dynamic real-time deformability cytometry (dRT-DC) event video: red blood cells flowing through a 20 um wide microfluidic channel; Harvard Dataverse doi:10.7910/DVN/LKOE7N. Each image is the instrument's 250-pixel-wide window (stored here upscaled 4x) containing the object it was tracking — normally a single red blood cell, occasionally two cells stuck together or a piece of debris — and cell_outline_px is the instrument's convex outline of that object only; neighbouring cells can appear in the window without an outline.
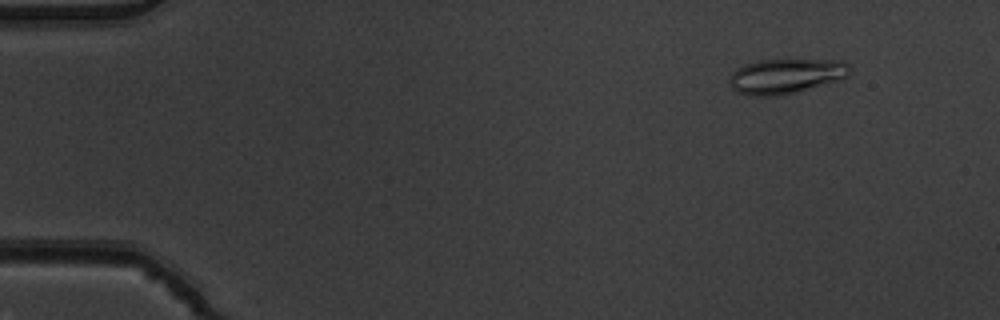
{"species": "common noctule bat (a hibernating species)", "species_latin": "Nyctalus noctula", "temperature_condition": "warm", "stored_images_in_passage": 5, "camera_frame_rate_fps": 3000, "um_per_image_px": 0.085, "animal": {"sex": "male", "body_mass_g": 19.5, "forearm_length_mm": 54.6}, "frame": {"image": 1, "passage_image": 2, "time_ms": 0.333, "image_size_px": [1000, 320], "cell_outline_px": [[852, 72], [848, 76], [840, 80], [780, 96], [752, 96], [736, 92], [732, 88], [728, 80], [732, 72], [736, 68], [744, 64], [760, 60], [844, 60], [852, 68]], "centroid_in_image_um": [66.81, 6.47], "position_along_channel_um": 18.2, "area_um2": 24.8}}
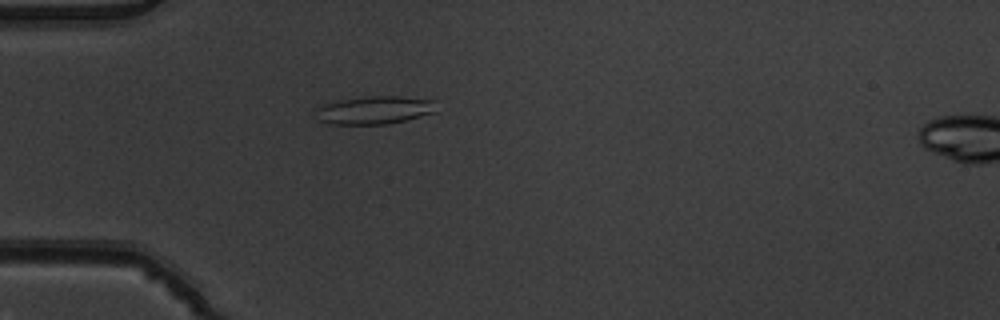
{"frame": {"image": 2, "passage_image": 4, "time_ms": 1.0, "image_size_px": [1000, 320], "cell_outline_px": [[436, 112], [388, 124], [328, 124], [316, 120], [312, 108], [324, 104], [344, 100], [368, 96], [400, 96], [436, 100]], "centroid_in_image_um": [31.78, 9.36], "position_along_channel_um": 53.2, "area_um2": 19.94}}